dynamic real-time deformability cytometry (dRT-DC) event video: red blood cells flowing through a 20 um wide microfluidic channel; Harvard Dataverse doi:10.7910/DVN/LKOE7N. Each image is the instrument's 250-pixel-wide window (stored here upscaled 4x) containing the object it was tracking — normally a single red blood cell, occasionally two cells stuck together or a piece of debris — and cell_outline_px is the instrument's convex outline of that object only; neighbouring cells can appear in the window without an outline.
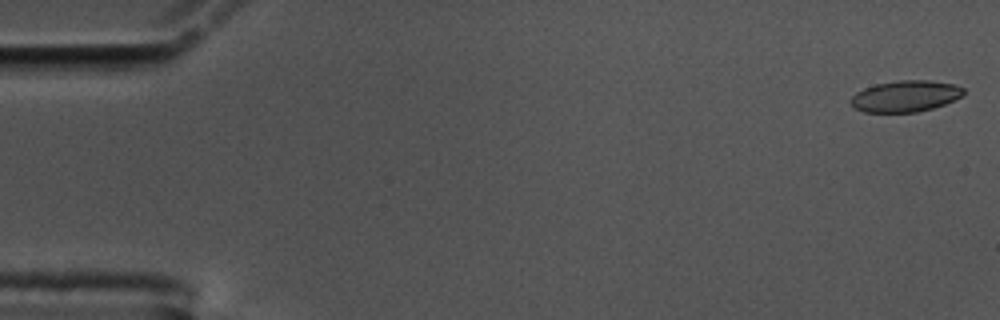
{"species": "common noctule bat (a hibernating species)", "species_latin": "Nyctalus noctula", "temperature_condition": "cold", "stored_images_in_passage": 12, "camera_frame_rate_fps": 3000, "um_per_image_px": 0.085, "animal": {"sex": "male", "body_mass_g": 17.5, "forearm_length_mm": 52.3}, "frame": {"image": 1, "passage_image": 1, "time_ms": 0.0, "image_size_px": [1000, 320], "cell_outline_px": [[964, 96], [944, 104], [932, 108], [916, 112], [864, 112], [852, 108], [848, 100], [856, 92], [864, 88], [876, 84], [900, 80], [928, 80], [956, 84], [964, 88]], "centroid_in_image_um": [76.94, 8.17], "position_along_channel_um": 8.1, "area_um2": 20.81}}